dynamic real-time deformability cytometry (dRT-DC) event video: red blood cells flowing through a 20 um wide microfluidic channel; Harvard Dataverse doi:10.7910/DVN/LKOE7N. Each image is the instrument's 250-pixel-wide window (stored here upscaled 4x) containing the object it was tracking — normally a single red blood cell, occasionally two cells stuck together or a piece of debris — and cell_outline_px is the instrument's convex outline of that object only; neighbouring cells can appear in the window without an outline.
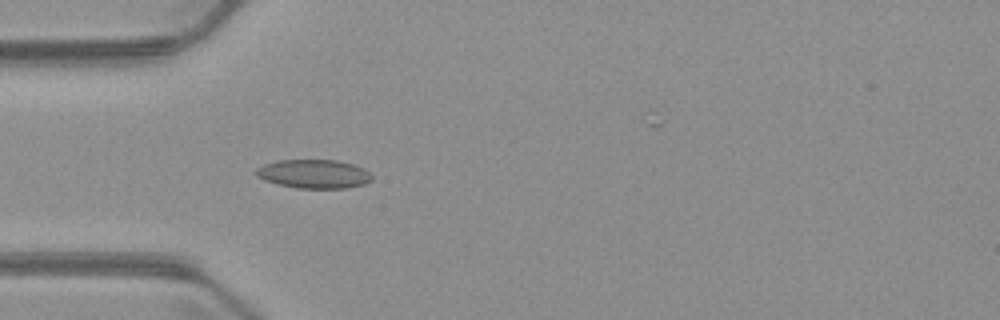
{"species": "common noctule bat (a hibernating species)", "species_latin": "Nyctalus noctula", "temperature_condition": "warm", "stored_images_in_passage": 3, "camera_frame_rate_fps": 3000, "um_per_image_px": 0.085, "animal": {"sex": "male", "body_mass_g": 23.1, "forearm_length_mm": 52.7}, "frame": {"image": 1, "passage_image": 3, "time_ms": 2.333, "image_size_px": [1000, 320], "cell_outline_px": [[372, 180], [364, 184], [348, 188], [296, 188], [264, 180], [256, 176], [252, 172], [256, 168], [264, 164], [276, 160], [336, 160], [352, 164], [364, 168], [372, 176]], "centroid_in_image_um": [26.65, 14.78], "position_along_channel_um": 58.4, "area_um2": 19.54}}